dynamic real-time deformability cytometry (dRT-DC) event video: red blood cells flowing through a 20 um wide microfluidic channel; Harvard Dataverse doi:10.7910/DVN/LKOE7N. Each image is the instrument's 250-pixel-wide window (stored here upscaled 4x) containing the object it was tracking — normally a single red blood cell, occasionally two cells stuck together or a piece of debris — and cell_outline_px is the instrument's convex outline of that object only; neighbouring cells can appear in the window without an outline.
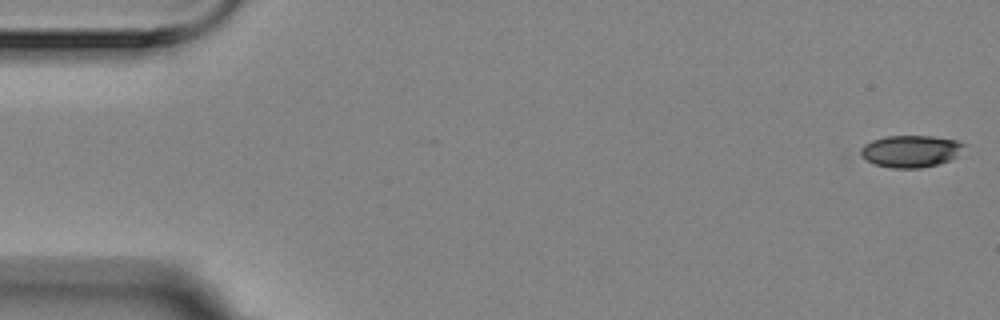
{"species": "Egyptian fruit bat (a non-hibernating species)", "species_latin": "Rousettus aegyptiacus", "temperature_condition": "room temperature", "stored_images_in_passage": 23, "camera_frame_rate_fps": 3000, "um_per_image_px": 0.085, "animal": {"sex": "female"}, "frame": {"image": 1, "passage_image": 1, "time_ms": 0.0, "image_size_px": [1000, 320], "cell_outline_px": [[964, 144], [956, 156], [948, 160], [936, 164], [920, 168], [892, 168], [876, 164], [860, 156], [860, 148], [864, 144], [872, 140], [884, 136], [932, 136], [956, 140]], "centroid_in_image_um": [77.35, 12.84], "position_along_channel_um": 7.7, "area_um2": 19.02}}
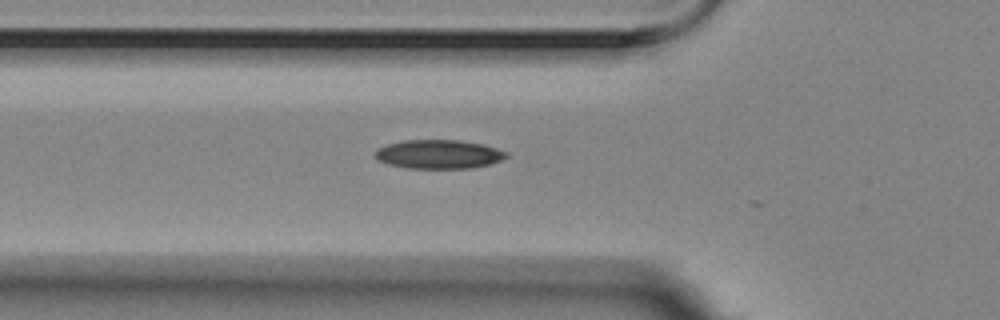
{"frame": {"image": 2, "passage_image": 19, "time_ms": 6.0, "image_size_px": [1000, 320], "cell_outline_px": [[508, 156], [500, 160], [488, 164], [472, 168], [408, 168], [388, 164], [376, 160], [372, 156], [376, 148], [388, 144], [404, 140], [460, 140], [484, 144], [508, 152]], "centroid_in_image_um": [37.24, 13.1], "position_along_channel_um": 88.6, "area_um2": 22.25}}
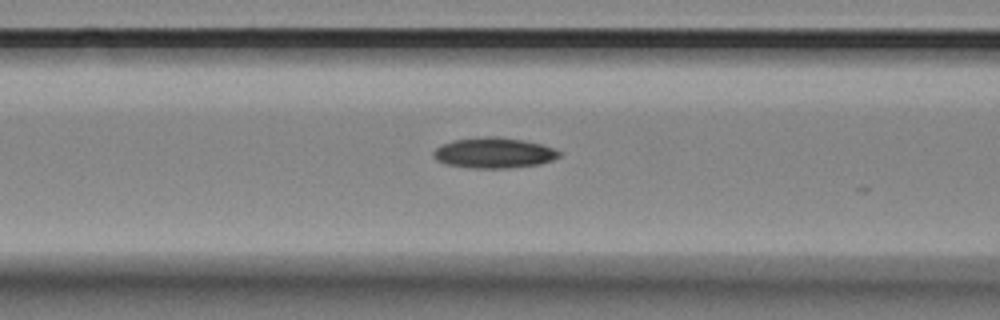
{"frame": {"image": 3, "passage_image": 22, "time_ms": 7.0, "image_size_px": [1000, 320], "cell_outline_px": [[560, 156], [552, 160], [540, 164], [508, 168], [472, 168], [444, 164], [436, 160], [432, 156], [432, 152], [440, 144], [452, 140], [484, 136], [496, 136], [524, 140], [540, 144], [552, 148], [560, 152]], "centroid_in_image_um": [41.92, 12.99], "position_along_channel_um": 124.7, "area_um2": 22.54}}